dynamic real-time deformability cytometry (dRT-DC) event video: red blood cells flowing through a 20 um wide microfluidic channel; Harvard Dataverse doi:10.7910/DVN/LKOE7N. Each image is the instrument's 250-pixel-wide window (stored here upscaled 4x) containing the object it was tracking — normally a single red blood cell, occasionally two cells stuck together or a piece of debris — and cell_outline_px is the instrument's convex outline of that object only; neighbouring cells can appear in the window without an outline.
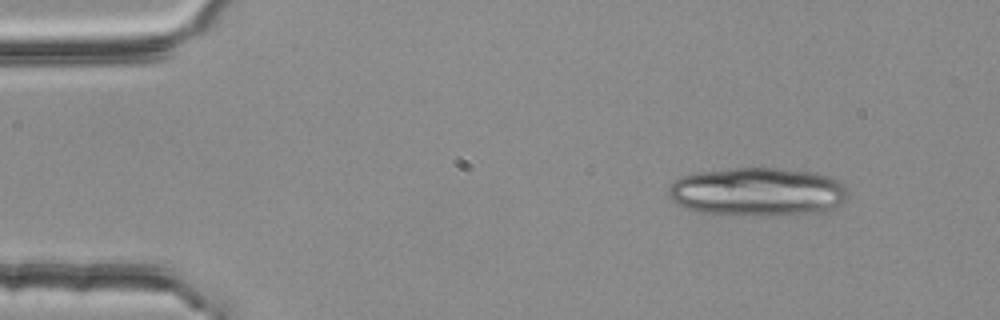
{"species": "common noctule bat (a hibernating species)", "species_latin": "Nyctalus noctula", "temperature_condition": "room temperature", "stored_images_in_passage": 2, "camera_frame_rate_fps": 3000, "um_per_image_px": 0.085, "animal": {"sex": "female", "body_mass_g": 25.1}, "frame": {"image": 1, "passage_image": 1, "time_ms": 0.0, "image_size_px": [1000, 320], "cell_outline_px": [[848, 196], [836, 208], [828, 212], [712, 216], [676, 204], [668, 196], [668, 188], [676, 180], [684, 176], [696, 172], [728, 168], [776, 168], [816, 172], [832, 176], [840, 180], [848, 188]], "centroid_in_image_um": [64.42, 16.3], "position_along_channel_um": 20.6, "area_um2": 51.44}}